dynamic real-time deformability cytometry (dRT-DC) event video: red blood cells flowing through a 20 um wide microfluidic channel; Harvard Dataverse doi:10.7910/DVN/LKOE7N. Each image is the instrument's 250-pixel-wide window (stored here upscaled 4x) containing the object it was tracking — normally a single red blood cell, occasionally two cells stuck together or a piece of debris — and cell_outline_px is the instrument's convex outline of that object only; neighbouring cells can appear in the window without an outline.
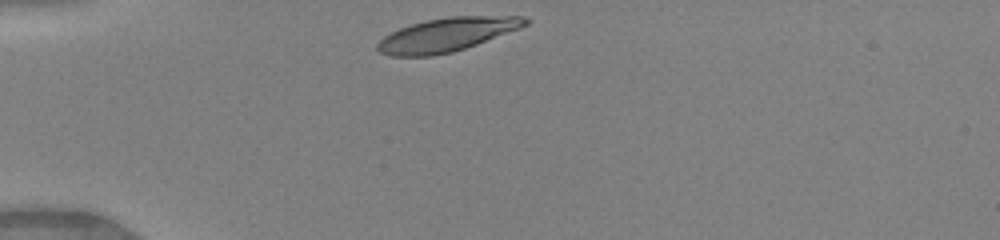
{"species": "human", "species_latin": "Homo sapiens", "temperature_condition": "warm", "stored_images_in_passage": 31, "camera_frame_rate_fps": 3000, "um_per_image_px": 0.085, "donor": {"sex": "female"}, "frame": {"image": 1, "passage_image": 1, "time_ms": 0.0, "image_size_px": [1000, 240], "cell_outline_px": [[532, 20], [528, 24], [520, 28], [476, 44], [452, 52], [432, 56], [392, 56], [380, 52], [376, 48], [376, 44], [384, 36], [400, 28], [424, 20], [448, 16], [524, 16]], "centroid_in_image_um": [37.99, 2.94], "position_along_channel_um": 47.0, "area_um2": 28.9}}
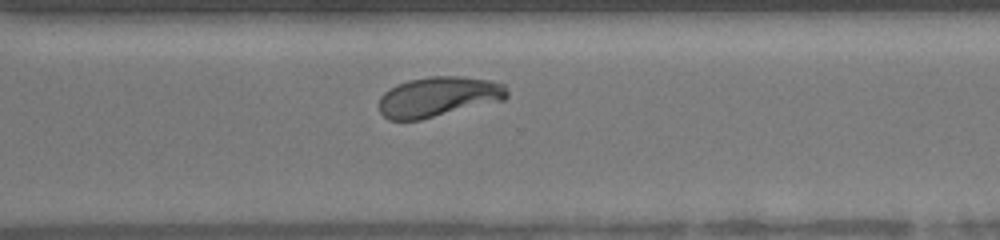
{"frame": {"image": 2, "passage_image": 24, "time_ms": 7.667, "image_size_px": [1000, 240], "cell_outline_px": [[508, 96], [504, 100], [420, 120], [388, 120], [380, 112], [376, 104], [380, 96], [388, 88], [396, 84], [408, 80], [432, 76], [460, 76], [488, 80], [504, 84], [508, 92]], "centroid_in_image_um": [37.21, 8.23], "position_along_channel_um": 333.4, "area_um2": 30.17}}
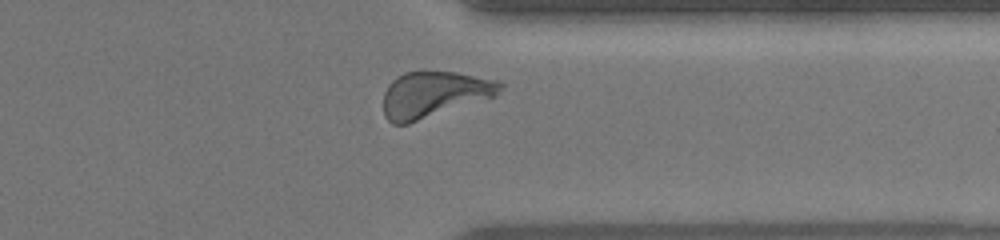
{"frame": {"image": 3, "passage_image": 27, "time_ms": 8.667, "image_size_px": [1000, 240], "cell_outline_px": [[504, 88], [496, 96], [408, 124], [392, 124], [384, 116], [384, 92], [388, 84], [396, 76], [404, 72], [456, 72], [496, 80], [504, 84]], "centroid_in_image_um": [36.89, 8.03], "position_along_channel_um": 374.5, "area_um2": 31.33}, "authors_computed_cell_mechanics": {"area_um2": 30.1716, "velocity_mm_per_s": 4.091, "shape_relaxation_time_tau1_ms": 2.649, "shape_relaxation_time_tau2_ms": null, "deformation_change_tau1": 0.1529, "deformation_change_tau2": null}}